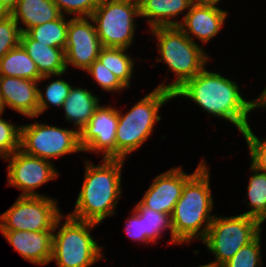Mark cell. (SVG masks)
Wrapping results in <instances>:
<instances>
[{
  "label": "cell",
  "mask_w": 266,
  "mask_h": 267,
  "mask_svg": "<svg viewBox=\"0 0 266 267\" xmlns=\"http://www.w3.org/2000/svg\"><path fill=\"white\" fill-rule=\"evenodd\" d=\"M235 81L210 72L205 67L195 77L187 80L173 93V97H184L193 101L209 115L229 121L242 134L251 125V111L262 109L260 98L246 100Z\"/></svg>",
  "instance_id": "1"
},
{
  "label": "cell",
  "mask_w": 266,
  "mask_h": 267,
  "mask_svg": "<svg viewBox=\"0 0 266 267\" xmlns=\"http://www.w3.org/2000/svg\"><path fill=\"white\" fill-rule=\"evenodd\" d=\"M85 159L84 181L69 216L100 224L106 217L115 215L122 196V167L125 159L102 158L101 165Z\"/></svg>",
  "instance_id": "2"
},
{
  "label": "cell",
  "mask_w": 266,
  "mask_h": 267,
  "mask_svg": "<svg viewBox=\"0 0 266 267\" xmlns=\"http://www.w3.org/2000/svg\"><path fill=\"white\" fill-rule=\"evenodd\" d=\"M210 169L205 162L184 184L175 204L171 224L176 244L201 242L207 235L216 214L210 185Z\"/></svg>",
  "instance_id": "3"
},
{
  "label": "cell",
  "mask_w": 266,
  "mask_h": 267,
  "mask_svg": "<svg viewBox=\"0 0 266 267\" xmlns=\"http://www.w3.org/2000/svg\"><path fill=\"white\" fill-rule=\"evenodd\" d=\"M150 33L157 40L160 58L156 62H163L168 71L174 74L175 80L171 83L163 81L157 88L169 90L174 93L187 80L195 77L209 62V55L200 44L190 40L178 27H154Z\"/></svg>",
  "instance_id": "4"
},
{
  "label": "cell",
  "mask_w": 266,
  "mask_h": 267,
  "mask_svg": "<svg viewBox=\"0 0 266 267\" xmlns=\"http://www.w3.org/2000/svg\"><path fill=\"white\" fill-rule=\"evenodd\" d=\"M171 99H174L171 91L156 87L125 114L118 109L116 159H127L150 138L156 122L162 119L160 108Z\"/></svg>",
  "instance_id": "5"
},
{
  "label": "cell",
  "mask_w": 266,
  "mask_h": 267,
  "mask_svg": "<svg viewBox=\"0 0 266 267\" xmlns=\"http://www.w3.org/2000/svg\"><path fill=\"white\" fill-rule=\"evenodd\" d=\"M63 219L65 222L60 225ZM98 225L62 214L53 229L51 261L57 267H91L104 259L102 247L90 232Z\"/></svg>",
  "instance_id": "6"
},
{
  "label": "cell",
  "mask_w": 266,
  "mask_h": 267,
  "mask_svg": "<svg viewBox=\"0 0 266 267\" xmlns=\"http://www.w3.org/2000/svg\"><path fill=\"white\" fill-rule=\"evenodd\" d=\"M262 223L247 215L224 217L215 215L202 241L213 254L219 267L229 261L243 246L253 241L262 231Z\"/></svg>",
  "instance_id": "7"
},
{
  "label": "cell",
  "mask_w": 266,
  "mask_h": 267,
  "mask_svg": "<svg viewBox=\"0 0 266 267\" xmlns=\"http://www.w3.org/2000/svg\"><path fill=\"white\" fill-rule=\"evenodd\" d=\"M138 0H101L91 18L103 47L129 49L134 43Z\"/></svg>",
  "instance_id": "8"
},
{
  "label": "cell",
  "mask_w": 266,
  "mask_h": 267,
  "mask_svg": "<svg viewBox=\"0 0 266 267\" xmlns=\"http://www.w3.org/2000/svg\"><path fill=\"white\" fill-rule=\"evenodd\" d=\"M36 121L21 125L20 149L27 154L51 161L68 154L83 152L79 131Z\"/></svg>",
  "instance_id": "9"
},
{
  "label": "cell",
  "mask_w": 266,
  "mask_h": 267,
  "mask_svg": "<svg viewBox=\"0 0 266 267\" xmlns=\"http://www.w3.org/2000/svg\"><path fill=\"white\" fill-rule=\"evenodd\" d=\"M50 196H19L0 215V231H53L63 214Z\"/></svg>",
  "instance_id": "10"
},
{
  "label": "cell",
  "mask_w": 266,
  "mask_h": 267,
  "mask_svg": "<svg viewBox=\"0 0 266 267\" xmlns=\"http://www.w3.org/2000/svg\"><path fill=\"white\" fill-rule=\"evenodd\" d=\"M4 161H8L7 185L21 190L19 196H46L35 190L59 176L51 161L27 154L21 149L5 157Z\"/></svg>",
  "instance_id": "11"
},
{
  "label": "cell",
  "mask_w": 266,
  "mask_h": 267,
  "mask_svg": "<svg viewBox=\"0 0 266 267\" xmlns=\"http://www.w3.org/2000/svg\"><path fill=\"white\" fill-rule=\"evenodd\" d=\"M103 48L91 17L69 19L65 51L66 69L86 71Z\"/></svg>",
  "instance_id": "12"
},
{
  "label": "cell",
  "mask_w": 266,
  "mask_h": 267,
  "mask_svg": "<svg viewBox=\"0 0 266 267\" xmlns=\"http://www.w3.org/2000/svg\"><path fill=\"white\" fill-rule=\"evenodd\" d=\"M117 124L118 109L99 105L89 123L79 132L83 152L101 153L104 154L102 158L116 159Z\"/></svg>",
  "instance_id": "13"
},
{
  "label": "cell",
  "mask_w": 266,
  "mask_h": 267,
  "mask_svg": "<svg viewBox=\"0 0 266 267\" xmlns=\"http://www.w3.org/2000/svg\"><path fill=\"white\" fill-rule=\"evenodd\" d=\"M205 162L204 158L201 159L192 174H186L182 166H177L155 176L134 208H150L163 214L172 215L175 204L181 197L184 184Z\"/></svg>",
  "instance_id": "14"
},
{
  "label": "cell",
  "mask_w": 266,
  "mask_h": 267,
  "mask_svg": "<svg viewBox=\"0 0 266 267\" xmlns=\"http://www.w3.org/2000/svg\"><path fill=\"white\" fill-rule=\"evenodd\" d=\"M218 3L220 2L195 1L179 21L178 27L193 42L195 37L202 44L208 43L219 34L228 16L226 10L217 6Z\"/></svg>",
  "instance_id": "15"
},
{
  "label": "cell",
  "mask_w": 266,
  "mask_h": 267,
  "mask_svg": "<svg viewBox=\"0 0 266 267\" xmlns=\"http://www.w3.org/2000/svg\"><path fill=\"white\" fill-rule=\"evenodd\" d=\"M60 75H44L40 82L20 78L0 76V101L6 107L30 119L38 118V84L43 80Z\"/></svg>",
  "instance_id": "16"
},
{
  "label": "cell",
  "mask_w": 266,
  "mask_h": 267,
  "mask_svg": "<svg viewBox=\"0 0 266 267\" xmlns=\"http://www.w3.org/2000/svg\"><path fill=\"white\" fill-rule=\"evenodd\" d=\"M20 256L35 265L51 262L53 231H1Z\"/></svg>",
  "instance_id": "17"
},
{
  "label": "cell",
  "mask_w": 266,
  "mask_h": 267,
  "mask_svg": "<svg viewBox=\"0 0 266 267\" xmlns=\"http://www.w3.org/2000/svg\"><path fill=\"white\" fill-rule=\"evenodd\" d=\"M139 18H146L148 27H173L178 26V19L183 12L189 11L195 0H138ZM174 18V19H173Z\"/></svg>",
  "instance_id": "18"
},
{
  "label": "cell",
  "mask_w": 266,
  "mask_h": 267,
  "mask_svg": "<svg viewBox=\"0 0 266 267\" xmlns=\"http://www.w3.org/2000/svg\"><path fill=\"white\" fill-rule=\"evenodd\" d=\"M20 44L32 58L39 73L44 75L65 74V51L31 39L26 33L21 34Z\"/></svg>",
  "instance_id": "19"
},
{
  "label": "cell",
  "mask_w": 266,
  "mask_h": 267,
  "mask_svg": "<svg viewBox=\"0 0 266 267\" xmlns=\"http://www.w3.org/2000/svg\"><path fill=\"white\" fill-rule=\"evenodd\" d=\"M61 15L52 0H17L16 7L11 12L22 33L32 27L54 21Z\"/></svg>",
  "instance_id": "20"
},
{
  "label": "cell",
  "mask_w": 266,
  "mask_h": 267,
  "mask_svg": "<svg viewBox=\"0 0 266 267\" xmlns=\"http://www.w3.org/2000/svg\"><path fill=\"white\" fill-rule=\"evenodd\" d=\"M99 100L97 95L87 88H76L72 85L61 108L64 110L66 121L73 122L75 129L80 132L89 123L96 108L100 105Z\"/></svg>",
  "instance_id": "21"
},
{
  "label": "cell",
  "mask_w": 266,
  "mask_h": 267,
  "mask_svg": "<svg viewBox=\"0 0 266 267\" xmlns=\"http://www.w3.org/2000/svg\"><path fill=\"white\" fill-rule=\"evenodd\" d=\"M0 76L20 77L38 82L42 80L36 64L21 44L0 59Z\"/></svg>",
  "instance_id": "22"
},
{
  "label": "cell",
  "mask_w": 266,
  "mask_h": 267,
  "mask_svg": "<svg viewBox=\"0 0 266 267\" xmlns=\"http://www.w3.org/2000/svg\"><path fill=\"white\" fill-rule=\"evenodd\" d=\"M126 48L103 47L97 60L108 68L127 87H131L134 74V58L127 53Z\"/></svg>",
  "instance_id": "23"
},
{
  "label": "cell",
  "mask_w": 266,
  "mask_h": 267,
  "mask_svg": "<svg viewBox=\"0 0 266 267\" xmlns=\"http://www.w3.org/2000/svg\"><path fill=\"white\" fill-rule=\"evenodd\" d=\"M249 170H251L252 174L248 180V192L245 200L246 205L251 208L241 214L255 218L263 224L266 220V173L257 170L252 165H250Z\"/></svg>",
  "instance_id": "24"
},
{
  "label": "cell",
  "mask_w": 266,
  "mask_h": 267,
  "mask_svg": "<svg viewBox=\"0 0 266 267\" xmlns=\"http://www.w3.org/2000/svg\"><path fill=\"white\" fill-rule=\"evenodd\" d=\"M66 17L61 15L58 19L32 27L25 33L31 39L37 40L40 43L65 49L69 24V19Z\"/></svg>",
  "instance_id": "25"
},
{
  "label": "cell",
  "mask_w": 266,
  "mask_h": 267,
  "mask_svg": "<svg viewBox=\"0 0 266 267\" xmlns=\"http://www.w3.org/2000/svg\"><path fill=\"white\" fill-rule=\"evenodd\" d=\"M134 209L143 217V232L151 243L156 244L162 238V235H165L163 232H167L166 230L168 229L171 234L169 244H176L172 230L171 215L163 214L150 208Z\"/></svg>",
  "instance_id": "26"
},
{
  "label": "cell",
  "mask_w": 266,
  "mask_h": 267,
  "mask_svg": "<svg viewBox=\"0 0 266 267\" xmlns=\"http://www.w3.org/2000/svg\"><path fill=\"white\" fill-rule=\"evenodd\" d=\"M71 87L72 85L70 83L61 78L55 79L45 85V91L38 89V116L46 112L51 106L62 108Z\"/></svg>",
  "instance_id": "27"
},
{
  "label": "cell",
  "mask_w": 266,
  "mask_h": 267,
  "mask_svg": "<svg viewBox=\"0 0 266 267\" xmlns=\"http://www.w3.org/2000/svg\"><path fill=\"white\" fill-rule=\"evenodd\" d=\"M261 233L221 267H262Z\"/></svg>",
  "instance_id": "28"
},
{
  "label": "cell",
  "mask_w": 266,
  "mask_h": 267,
  "mask_svg": "<svg viewBox=\"0 0 266 267\" xmlns=\"http://www.w3.org/2000/svg\"><path fill=\"white\" fill-rule=\"evenodd\" d=\"M0 113V156L4 159L20 149L21 125H14Z\"/></svg>",
  "instance_id": "29"
},
{
  "label": "cell",
  "mask_w": 266,
  "mask_h": 267,
  "mask_svg": "<svg viewBox=\"0 0 266 267\" xmlns=\"http://www.w3.org/2000/svg\"><path fill=\"white\" fill-rule=\"evenodd\" d=\"M93 77V81L97 82L103 91L119 92L127 89V87L112 73L104 64L95 60L85 71Z\"/></svg>",
  "instance_id": "30"
},
{
  "label": "cell",
  "mask_w": 266,
  "mask_h": 267,
  "mask_svg": "<svg viewBox=\"0 0 266 267\" xmlns=\"http://www.w3.org/2000/svg\"><path fill=\"white\" fill-rule=\"evenodd\" d=\"M249 148L251 165L257 170L266 173V139L258 138L251 126L242 133Z\"/></svg>",
  "instance_id": "31"
},
{
  "label": "cell",
  "mask_w": 266,
  "mask_h": 267,
  "mask_svg": "<svg viewBox=\"0 0 266 267\" xmlns=\"http://www.w3.org/2000/svg\"><path fill=\"white\" fill-rule=\"evenodd\" d=\"M63 16L91 17L101 0H52ZM67 14V15H66ZM73 15V16H72Z\"/></svg>",
  "instance_id": "32"
},
{
  "label": "cell",
  "mask_w": 266,
  "mask_h": 267,
  "mask_svg": "<svg viewBox=\"0 0 266 267\" xmlns=\"http://www.w3.org/2000/svg\"><path fill=\"white\" fill-rule=\"evenodd\" d=\"M21 30L12 16L0 20V59L20 44Z\"/></svg>",
  "instance_id": "33"
},
{
  "label": "cell",
  "mask_w": 266,
  "mask_h": 267,
  "mask_svg": "<svg viewBox=\"0 0 266 267\" xmlns=\"http://www.w3.org/2000/svg\"><path fill=\"white\" fill-rule=\"evenodd\" d=\"M125 223V233L127 236L132 238V240L138 243H147L151 244V242L146 238L143 232V217L138 214V212L133 209L132 214L127 217Z\"/></svg>",
  "instance_id": "34"
},
{
  "label": "cell",
  "mask_w": 266,
  "mask_h": 267,
  "mask_svg": "<svg viewBox=\"0 0 266 267\" xmlns=\"http://www.w3.org/2000/svg\"><path fill=\"white\" fill-rule=\"evenodd\" d=\"M11 16V12L6 8V6L0 1V20L8 18Z\"/></svg>",
  "instance_id": "35"
},
{
  "label": "cell",
  "mask_w": 266,
  "mask_h": 267,
  "mask_svg": "<svg viewBox=\"0 0 266 267\" xmlns=\"http://www.w3.org/2000/svg\"><path fill=\"white\" fill-rule=\"evenodd\" d=\"M0 1L6 6V8L10 12H12L16 7L17 0H0Z\"/></svg>",
  "instance_id": "36"
},
{
  "label": "cell",
  "mask_w": 266,
  "mask_h": 267,
  "mask_svg": "<svg viewBox=\"0 0 266 267\" xmlns=\"http://www.w3.org/2000/svg\"><path fill=\"white\" fill-rule=\"evenodd\" d=\"M258 97L260 98L262 109L266 110V87Z\"/></svg>",
  "instance_id": "37"
},
{
  "label": "cell",
  "mask_w": 266,
  "mask_h": 267,
  "mask_svg": "<svg viewBox=\"0 0 266 267\" xmlns=\"http://www.w3.org/2000/svg\"><path fill=\"white\" fill-rule=\"evenodd\" d=\"M197 267H219V266L212 261V262H209L207 264L200 265V266H197Z\"/></svg>",
  "instance_id": "38"
},
{
  "label": "cell",
  "mask_w": 266,
  "mask_h": 267,
  "mask_svg": "<svg viewBox=\"0 0 266 267\" xmlns=\"http://www.w3.org/2000/svg\"><path fill=\"white\" fill-rule=\"evenodd\" d=\"M0 113H4V109H3V106L1 104V101H0Z\"/></svg>",
  "instance_id": "39"
},
{
  "label": "cell",
  "mask_w": 266,
  "mask_h": 267,
  "mask_svg": "<svg viewBox=\"0 0 266 267\" xmlns=\"http://www.w3.org/2000/svg\"><path fill=\"white\" fill-rule=\"evenodd\" d=\"M195 1H215V2H220L221 0H195Z\"/></svg>",
  "instance_id": "40"
}]
</instances>
